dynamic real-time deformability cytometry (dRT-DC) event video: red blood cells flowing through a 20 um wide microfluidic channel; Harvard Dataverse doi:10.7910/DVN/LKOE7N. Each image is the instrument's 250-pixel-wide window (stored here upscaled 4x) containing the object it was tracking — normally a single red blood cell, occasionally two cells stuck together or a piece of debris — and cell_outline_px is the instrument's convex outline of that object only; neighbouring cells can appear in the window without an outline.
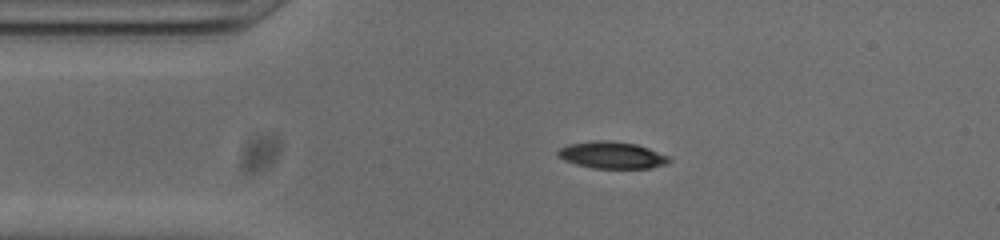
{"species": "common noctule bat (a hibernating species)", "species_latin": "Nyctalus noctula", "temperature_condition": "cold", "stored_images_in_passage": 43, "camera_frame_rate_fps": 3000, "um_per_image_px": 0.085, "animal": {"sex": "male", "body_mass_g": 20.0, "forearm_length_mm": 53.3}, "frame": {"image": 1, "passage_image": 1, "time_ms": 0.0, "image_size_px": [1000, 240], "cell_outline_px": [[672, 160], [668, 164], [652, 168], [592, 168], [576, 164], [564, 160], [556, 156], [556, 152], [560, 148], [568, 144], [596, 140], [608, 140], [636, 144], [648, 148], [668, 156]], "centroid_in_image_um": [52.01, 13.19], "position_along_channel_um": 33.0, "area_um2": 17.51}}
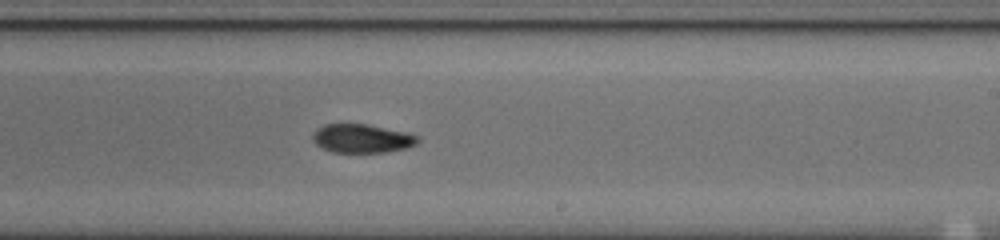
{"frame": {"image": 2, "passage_image": 21, "time_ms": 6.667, "image_size_px": [1000, 240], "cell_outline_px": [[420, 140], [416, 144], [408, 148], [384, 152], [332, 152], [316, 144], [312, 140], [312, 136], [316, 128], [324, 124], [368, 124], [404, 132], [420, 136]], "centroid_in_image_um": [30.77, 11.77], "position_along_channel_um": 258.2, "area_um2": 17.57}}
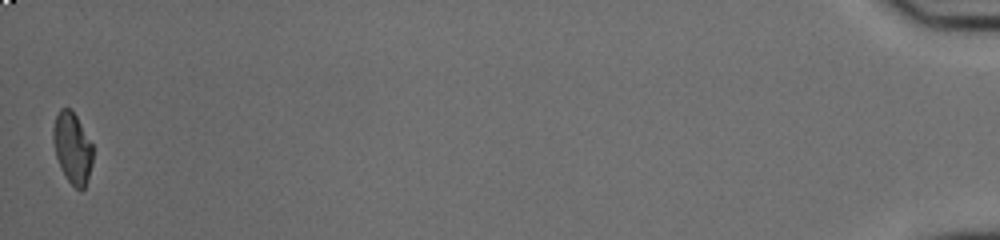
{"frame": {"image": 3, "passage_image": 43, "time_ms": 14.0, "image_size_px": [1000, 240], "cell_outline_px": [[92, 164], [84, 188], [80, 192], [68, 180], [60, 168], [56, 156], [52, 140], [52, 128], [56, 116], [60, 108], [72, 108], [92, 144]], "centroid_in_image_um": [6.13, 12.55], "position_along_channel_um": 429.1, "area_um2": 16.47}, "authors_computed_cell_mechanics": {"area_um2": 17.8024, "velocity_mm_per_s": 3.8144, "shape_relaxation_time_tau1_ms": 5.8052, "shape_relaxation_time_tau2_ms": null, "deformation_change_tau1": 0.185, "deformation_change_tau2": null}}